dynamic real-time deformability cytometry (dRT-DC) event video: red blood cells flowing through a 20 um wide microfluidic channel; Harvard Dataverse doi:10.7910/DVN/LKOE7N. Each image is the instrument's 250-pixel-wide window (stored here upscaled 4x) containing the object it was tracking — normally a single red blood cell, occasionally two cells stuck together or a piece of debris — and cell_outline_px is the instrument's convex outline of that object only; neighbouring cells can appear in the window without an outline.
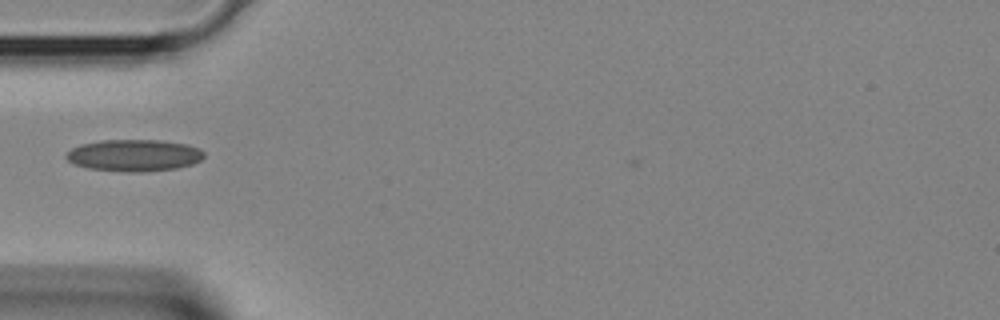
{"species": "Egyptian fruit bat (a non-hibernating species)", "species_latin": "Rousettus aegyptiacus", "temperature_condition": "room temperature", "stored_images_in_passage": 22, "camera_frame_rate_fps": 3000, "um_per_image_px": 0.085, "animal": {"sex": "female"}, "frame": {"image": 1, "passage_image": 1, "time_ms": 0.0, "image_size_px": [1000, 320], "cell_outline_px": [[204, 156], [200, 160], [192, 164], [176, 168], [140, 172], [128, 172], [88, 168], [76, 164], [68, 160], [64, 156], [72, 148], [80, 144], [100, 140], [160, 140], [188, 144], [204, 152]], "centroid_in_image_um": [11.39, 13.2], "position_along_channel_um": 73.6, "area_um2": 25.43}}
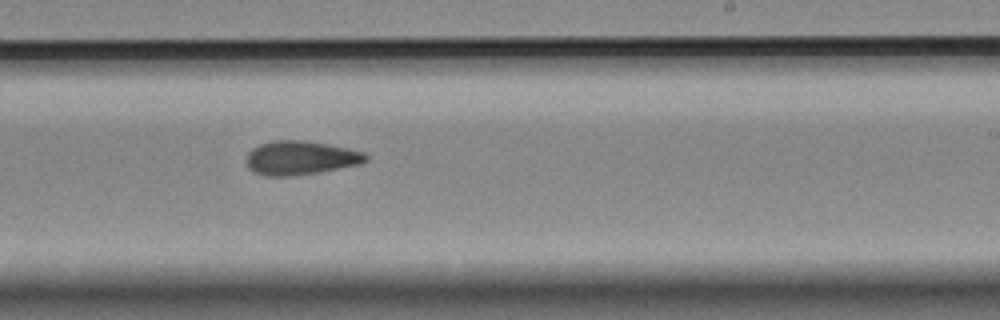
{"frame": {"image": 2, "passage_image": 12, "time_ms": 3.667, "image_size_px": [1000, 320], "cell_outline_px": [[368, 160], [360, 164], [320, 172], [292, 176], [264, 176], [252, 172], [248, 168], [244, 160], [248, 152], [252, 148], [260, 144], [276, 140], [304, 140], [328, 144], [348, 148], [364, 152], [368, 156]], "centroid_in_image_um": [25.51, 13.43], "position_along_channel_um": 263.5, "area_um2": 23.93}}
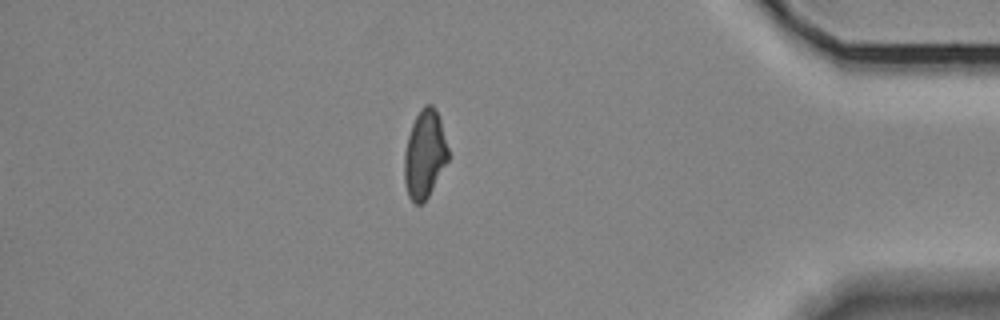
{"frame": {"image": 3, "passage_image": 22, "time_ms": 7.0, "image_size_px": [1000, 320], "cell_outline_px": [[448, 160], [428, 196], [420, 204], [416, 204], [408, 196], [404, 180], [404, 152], [408, 136], [412, 124], [420, 108], [424, 104], [432, 104], [440, 116], [448, 148]], "centroid_in_image_um": [36.09, 13.07], "position_along_channel_um": 399.1, "area_um2": 22.48}}